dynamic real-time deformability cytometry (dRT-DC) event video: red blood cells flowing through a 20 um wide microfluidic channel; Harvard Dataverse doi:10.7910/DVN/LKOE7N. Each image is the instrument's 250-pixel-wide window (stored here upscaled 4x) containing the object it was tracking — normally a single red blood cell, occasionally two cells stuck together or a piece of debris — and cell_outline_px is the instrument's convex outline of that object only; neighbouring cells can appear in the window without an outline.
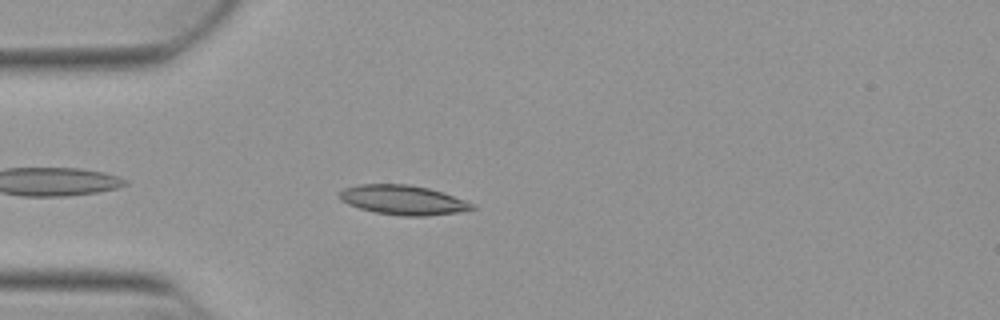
{"species": "Egyptian fruit bat (a non-hibernating species)", "species_latin": "Rousettus aegyptiacus", "temperature_condition": "warm", "stored_images_in_passage": 35, "camera_frame_rate_fps": 3000, "um_per_image_px": 0.085, "animal": {"sex": "female"}, "frame": {"image": 1, "passage_image": 4, "time_ms": 1.0, "image_size_px": [1000, 320], "cell_outline_px": [[476, 208], [460, 212], [424, 216], [404, 216], [376, 212], [360, 208], [348, 204], [340, 200], [340, 192], [344, 188], [360, 184], [408, 184], [428, 188], [464, 200], [472, 204]], "centroid_in_image_um": [34.23, 17.0], "position_along_channel_um": 50.8, "area_um2": 22.48}}
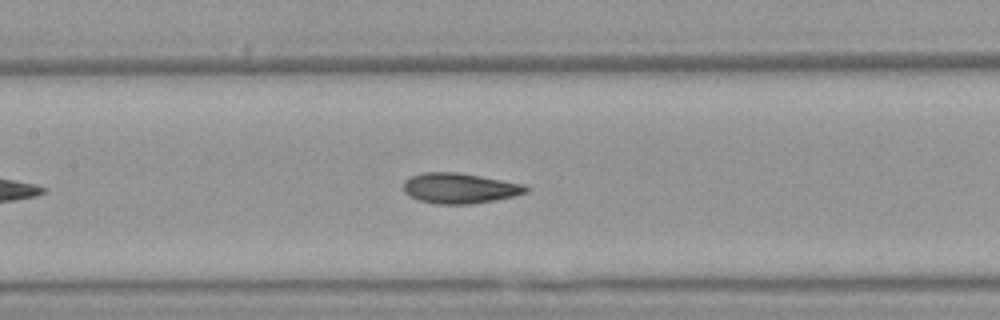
{"frame": {"image": 2, "passage_image": 14, "time_ms": 4.333, "image_size_px": [1000, 320], "cell_outline_px": [[528, 192], [496, 200], [472, 204], [436, 204], [420, 200], [408, 196], [404, 192], [404, 180], [412, 176], [424, 172], [460, 172], [524, 184], [528, 188]], "centroid_in_image_um": [39.06, 16.0], "position_along_channel_um": 168.3, "area_um2": 21.73}}
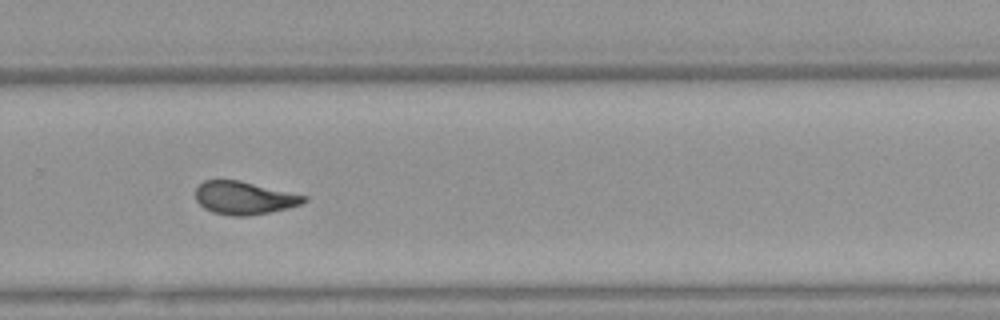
{"frame": {"image": 3, "passage_image": 25, "time_ms": 8.0, "image_size_px": [1000, 320], "cell_outline_px": [[308, 200], [300, 204], [288, 208], [248, 216], [232, 216], [212, 212], [204, 208], [196, 200], [196, 188], [204, 180], [240, 180], [308, 196]], "centroid_in_image_um": [20.76, 16.82], "position_along_channel_um": 309.0, "area_um2": 20.81}, "authors_computed_cell_mechanics": {"area_um2": 21.2704, "velocity_mm_per_s": 3.8564, "shape_relaxation_time_tau1_ms": null, "shape_relaxation_time_tau2_ms": 1.6153, "deformation_change_tau1": null, "deformation_change_tau2": 0.0744}}